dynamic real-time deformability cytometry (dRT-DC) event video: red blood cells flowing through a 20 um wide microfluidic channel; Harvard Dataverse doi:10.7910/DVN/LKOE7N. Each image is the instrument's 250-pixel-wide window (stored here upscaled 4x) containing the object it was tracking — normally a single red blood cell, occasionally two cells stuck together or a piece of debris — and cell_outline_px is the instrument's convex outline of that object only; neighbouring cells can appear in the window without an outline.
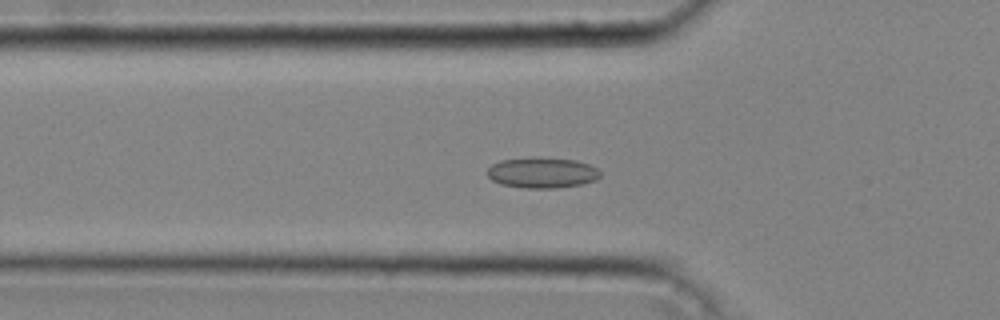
{"species": "common noctule bat (a hibernating species)", "species_latin": "Nyctalus noctula", "temperature_condition": "cold", "stored_images_in_passage": 45, "camera_frame_rate_fps": 3000, "um_per_image_px": 0.085, "animal": {"sex": "male", "body_mass_g": 20.4}, "frame": {"image": 1, "passage_image": 16, "time_ms": 5.0, "image_size_px": [1000, 320], "cell_outline_px": [[600, 176], [596, 180], [580, 184], [556, 188], [524, 188], [500, 184], [492, 180], [488, 176], [488, 168], [492, 164], [500, 160], [532, 156], [540, 156], [576, 160], [588, 164], [596, 168], [600, 172]], "centroid_in_image_um": [46.06, 14.66], "position_along_channel_um": 79.7, "area_um2": 20.46}}
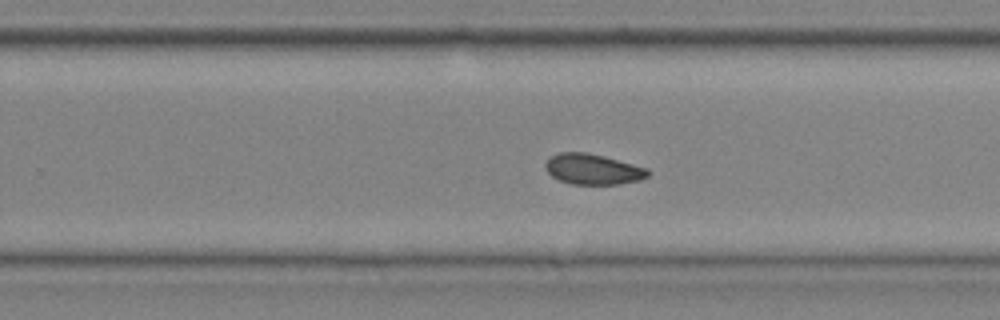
{"frame": {"image": 2, "passage_image": 30, "time_ms": 9.667, "image_size_px": [1000, 320], "cell_outline_px": [[648, 176], [640, 180], [620, 184], [572, 184], [560, 180], [552, 176], [548, 172], [544, 164], [548, 156], [560, 152], [588, 152], [604, 156], [648, 168]], "centroid_in_image_um": [50.37, 14.37], "position_along_channel_um": 279.4, "area_um2": 18.32}}
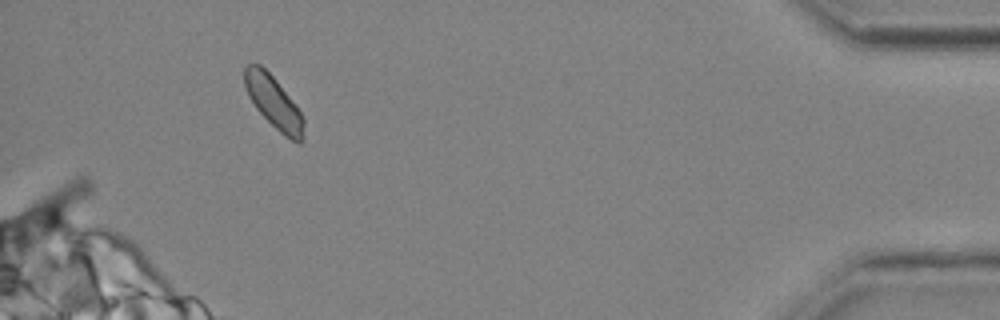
{"frame": {"image": 3, "passage_image": 43, "time_ms": 14.0, "image_size_px": [1000, 320], "cell_outline_px": [[304, 140], [300, 144], [284, 136], [256, 108], [248, 96], [244, 84], [244, 68], [248, 64], [260, 64], [276, 80], [300, 112], [304, 120]], "centroid_in_image_um": [23.26, 8.71], "position_along_channel_um": 411.9, "area_um2": 17.69}, "authors_computed_cell_mechanics": {"area_um2": 18.3226, "velocity_mm_per_s": 4.2821, "shape_relaxation_time_tau1_ms": null, "shape_relaxation_time_tau2_ms": 1.3256, "deformation_change_tau1": null, "deformation_change_tau2": 0.052}}